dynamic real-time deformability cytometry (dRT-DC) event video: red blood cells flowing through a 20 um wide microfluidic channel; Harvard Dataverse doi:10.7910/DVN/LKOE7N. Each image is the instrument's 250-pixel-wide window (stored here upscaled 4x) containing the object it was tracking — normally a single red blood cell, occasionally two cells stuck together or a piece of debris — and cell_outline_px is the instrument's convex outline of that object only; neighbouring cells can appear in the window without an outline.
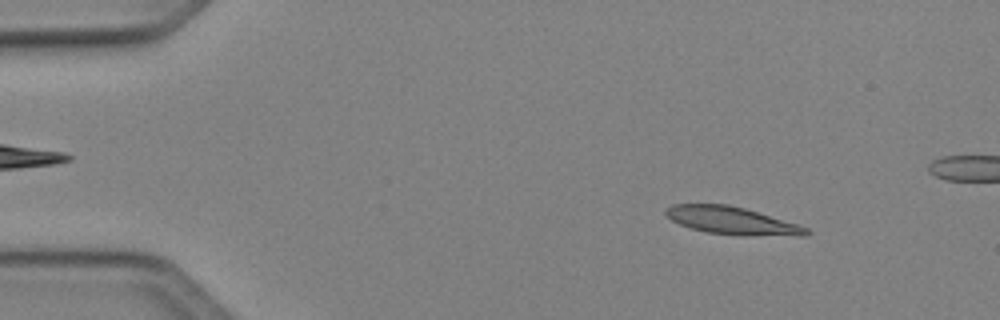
{"species": "Egyptian fruit bat (a non-hibernating species)", "species_latin": "Rousettus aegyptiacus", "temperature_condition": "cold", "stored_images_in_passage": 50, "camera_frame_rate_fps": 3000, "um_per_image_px": 0.085, "animal": {"sex": "female"}, "frame": {"image": 1, "passage_image": 6, "time_ms": 1.667, "image_size_px": [1000, 320], "cell_outline_px": [[812, 232], [808, 236], [796, 236], [708, 232], [692, 228], [680, 224], [672, 220], [664, 212], [672, 204], [728, 204], [744, 208], [796, 224], [808, 228]], "centroid_in_image_um": [62.22, 18.73], "position_along_channel_um": 22.8, "area_um2": 21.73}}
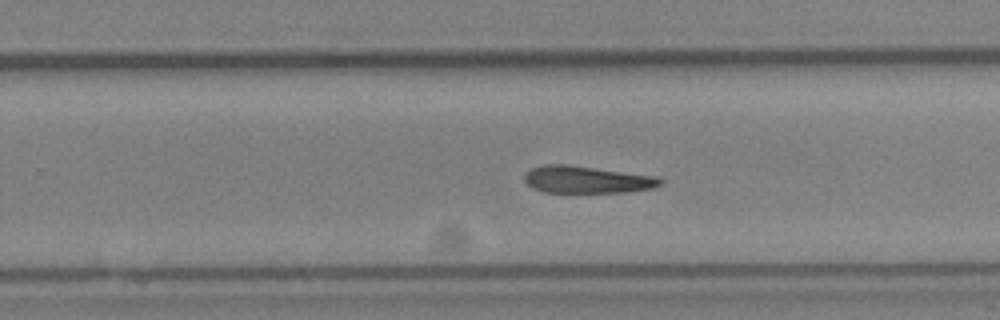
{"frame": {"image": 2, "passage_image": 31, "time_ms": 10.0, "image_size_px": [1000, 320], "cell_outline_px": [[664, 180], [660, 184], [652, 188], [628, 192], [544, 192], [532, 188], [524, 180], [524, 176], [532, 168], [544, 164], [568, 164], [656, 176]], "centroid_in_image_um": [49.88, 15.26], "position_along_channel_um": 279.9, "area_um2": 21.44}}
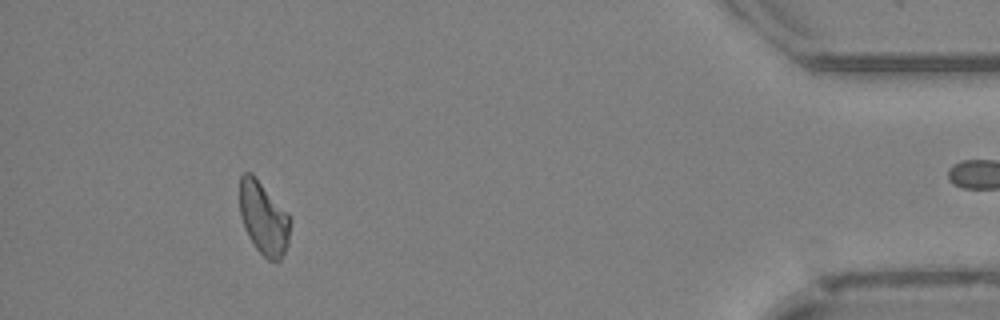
{"frame": {"image": 3, "passage_image": 45, "time_ms": 14.667, "image_size_px": [1000, 320], "cell_outline_px": [[292, 220], [288, 244], [280, 260], [268, 260], [256, 248], [244, 228], [240, 216], [240, 176], [244, 172], [252, 172]], "centroid_in_image_um": [22.4, 18.54], "position_along_channel_um": 412.8, "area_um2": 21.27}}